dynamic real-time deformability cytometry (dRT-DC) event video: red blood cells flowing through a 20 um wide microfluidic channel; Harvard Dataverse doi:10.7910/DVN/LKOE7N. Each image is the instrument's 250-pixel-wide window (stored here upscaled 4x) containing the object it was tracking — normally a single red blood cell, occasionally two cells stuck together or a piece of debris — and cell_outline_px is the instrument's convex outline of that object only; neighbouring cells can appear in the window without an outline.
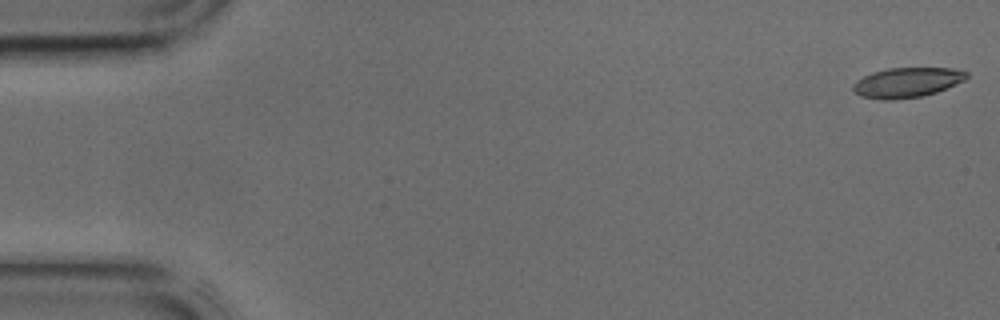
{"species": "common noctule bat (a hibernating species)", "species_latin": "Nyctalus noctula", "temperature_condition": "cold", "stored_images_in_passage": 42, "camera_frame_rate_fps": 3000, "um_per_image_px": 0.085, "animal": {"sex": "male", "body_mass_g": 17.9, "forearm_length_mm": 54.2}, "frame": {"image": 1, "passage_image": 1, "time_ms": 0.0, "image_size_px": [1000, 320], "cell_outline_px": [[968, 76], [964, 80], [936, 92], [920, 96], [892, 100], [880, 100], [860, 96], [852, 88], [852, 84], [856, 80], [872, 72], [888, 68], [952, 68], [968, 72]], "centroid_in_image_um": [77.06, 7.01], "position_along_channel_um": 7.9, "area_um2": 19.71}}
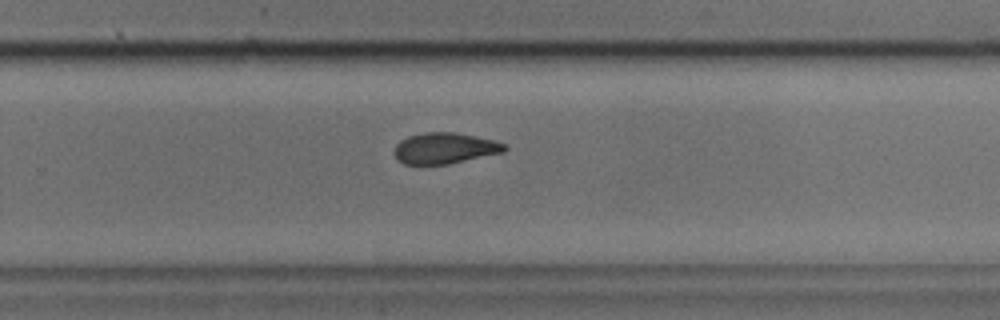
{"frame": {"image": 2, "passage_image": 28, "time_ms": 9.0, "image_size_px": [1000, 320], "cell_outline_px": [[508, 148], [504, 152], [448, 164], [404, 164], [396, 160], [392, 152], [396, 144], [400, 140], [408, 136], [424, 132], [452, 132], [492, 140], [504, 144]], "centroid_in_image_um": [37.73, 12.61], "position_along_channel_um": 292.1, "area_um2": 19.88}}
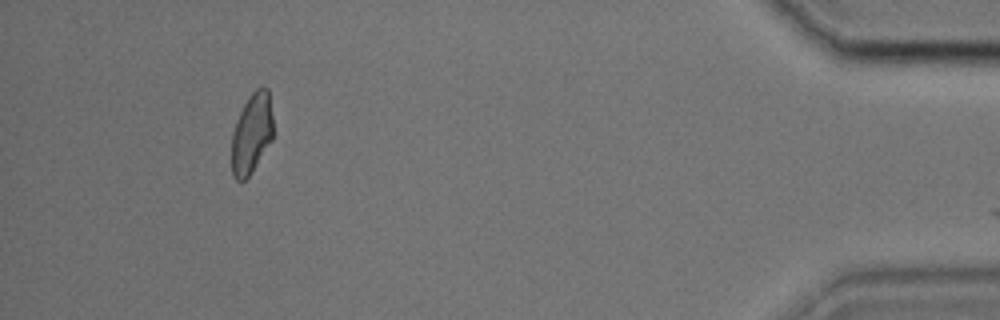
{"frame": {"image": 3, "passage_image": 40, "time_ms": 13.0, "image_size_px": [1000, 320], "cell_outline_px": [[272, 140], [248, 176], [244, 180], [236, 180], [232, 176], [232, 132], [236, 120], [248, 96], [256, 88], [268, 88], [272, 116]], "centroid_in_image_um": [21.38, 11.33], "position_along_channel_um": 413.8, "area_um2": 19.19}}